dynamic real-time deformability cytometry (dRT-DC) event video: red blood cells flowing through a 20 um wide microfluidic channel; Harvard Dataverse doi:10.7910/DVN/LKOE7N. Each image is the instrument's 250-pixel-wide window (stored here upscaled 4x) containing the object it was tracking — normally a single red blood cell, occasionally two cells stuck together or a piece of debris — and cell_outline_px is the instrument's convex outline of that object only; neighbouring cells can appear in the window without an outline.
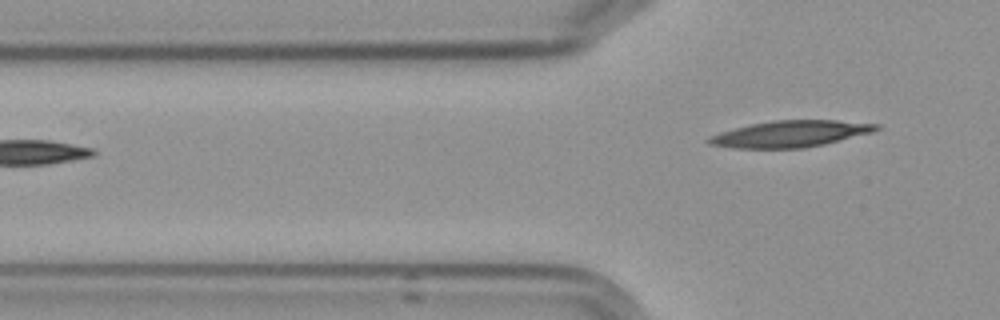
{"species": "Egyptian fruit bat (a non-hibernating species)", "species_latin": "Rousettus aegyptiacus", "temperature_condition": "cold", "stored_images_in_passage": 3, "camera_frame_rate_fps": 3000, "um_per_image_px": 0.085, "frame": {"image": 1, "passage_image": 3, "time_ms": 2.0, "image_size_px": [1000, 320], "cell_outline_px": [[880, 128], [872, 132], [824, 144], [804, 148], [736, 148], [708, 144], [704, 140], [708, 136], [720, 132], [752, 124], [772, 120], [836, 120], [880, 124]], "centroid_in_image_um": [67.16, 11.38], "position_along_channel_um": 58.6, "area_um2": 25.72}}